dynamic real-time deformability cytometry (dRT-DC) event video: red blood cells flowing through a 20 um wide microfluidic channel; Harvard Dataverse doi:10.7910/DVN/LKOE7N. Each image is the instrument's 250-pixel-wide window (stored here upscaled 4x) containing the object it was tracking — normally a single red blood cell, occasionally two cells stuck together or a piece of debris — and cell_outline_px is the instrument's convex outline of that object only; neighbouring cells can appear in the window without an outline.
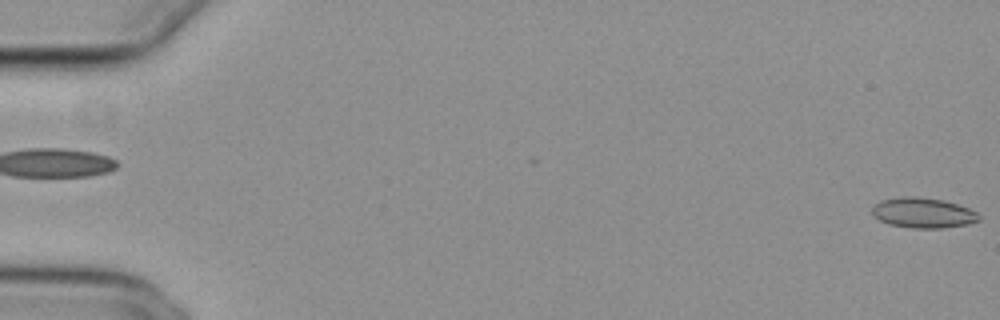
{"species": "common noctule bat (a hibernating species)", "species_latin": "Nyctalus noctula", "temperature_condition": "cold", "stored_images_in_passage": 56, "camera_frame_rate_fps": 3000, "um_per_image_px": 0.085, "animal": {"sex": "female", "body_mass_g": 29.2, "forearm_length_mm": 56.3}, "frame": {"image": 1, "passage_image": 1, "time_ms": 0.0, "image_size_px": [1000, 320], "cell_outline_px": [[980, 220], [968, 224], [944, 228], [912, 228], [888, 224], [872, 216], [872, 208], [880, 200], [900, 196], [916, 196], [944, 200], [968, 208], [976, 212], [980, 216]], "centroid_in_image_um": [78.44, 18.09], "position_along_channel_um": 6.6, "area_um2": 18.96}}
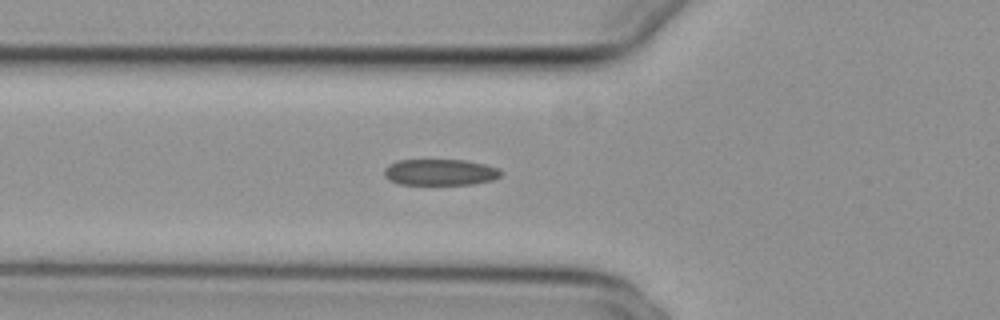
{"frame": {"image": 2, "passage_image": 21, "time_ms": 6.667, "image_size_px": [1000, 320], "cell_outline_px": [[500, 176], [492, 180], [472, 184], [400, 184], [388, 180], [384, 176], [384, 168], [388, 164], [396, 160], [468, 160], [500, 168]], "centroid_in_image_um": [37.38, 14.63], "position_along_channel_um": 88.4, "area_um2": 17.92}}
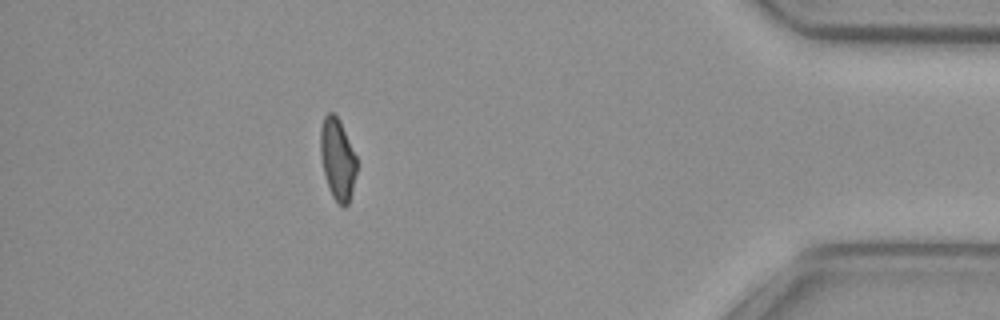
{"frame": {"image": 3, "passage_image": 50, "time_ms": 16.333, "image_size_px": [1000, 320], "cell_outline_px": [[356, 172], [352, 192], [348, 204], [344, 208], [332, 196], [328, 188], [320, 156], [320, 128], [324, 116], [328, 112], [332, 112], [340, 120], [356, 156]], "centroid_in_image_um": [28.68, 13.51], "position_along_channel_um": 406.5, "area_um2": 17.22}, "authors_computed_cell_mechanics": {"area_um2": 18.3804, "velocity_mm_per_s": 3.7779, "shape_relaxation_time_tau1_ms": null, "shape_relaxation_time_tau2_ms": 2.0118, "deformation_change_tau1": null, "deformation_change_tau2": 0.0847}}